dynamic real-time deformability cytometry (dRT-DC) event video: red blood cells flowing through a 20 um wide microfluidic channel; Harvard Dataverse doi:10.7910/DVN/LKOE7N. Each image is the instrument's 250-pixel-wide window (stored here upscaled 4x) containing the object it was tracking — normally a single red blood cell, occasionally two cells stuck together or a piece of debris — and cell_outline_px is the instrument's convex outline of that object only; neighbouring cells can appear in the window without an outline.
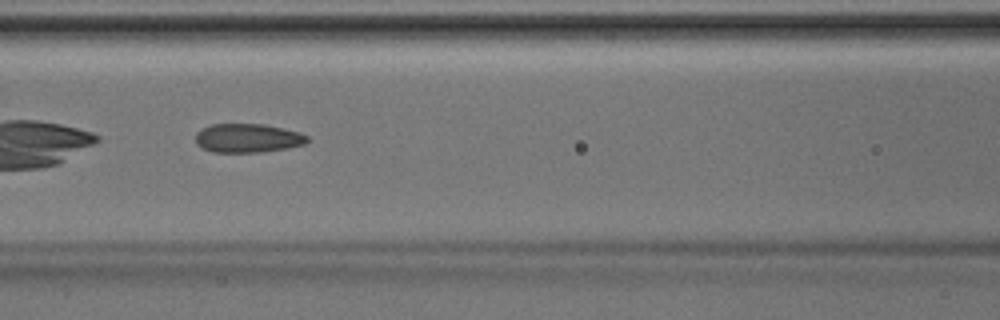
{"species": "Egyptian fruit bat (a non-hibernating species)", "species_latin": "Rousettus aegyptiacus", "temperature_condition": "room temperature", "stored_images_in_passage": 47, "camera_frame_rate_fps": 3000, "um_per_image_px": 0.085, "animal": {"sex": "male"}, "frame": {"image": 1, "passage_image": 21, "time_ms": 6.667, "image_size_px": [1000, 320], "cell_outline_px": [[308, 140], [304, 144], [288, 148], [260, 152], [212, 152], [200, 148], [196, 144], [196, 132], [200, 128], [212, 124], [264, 124], [284, 128], [300, 132], [308, 136]], "centroid_in_image_um": [21.03, 11.73], "position_along_channel_um": 145.6, "area_um2": 19.02}}